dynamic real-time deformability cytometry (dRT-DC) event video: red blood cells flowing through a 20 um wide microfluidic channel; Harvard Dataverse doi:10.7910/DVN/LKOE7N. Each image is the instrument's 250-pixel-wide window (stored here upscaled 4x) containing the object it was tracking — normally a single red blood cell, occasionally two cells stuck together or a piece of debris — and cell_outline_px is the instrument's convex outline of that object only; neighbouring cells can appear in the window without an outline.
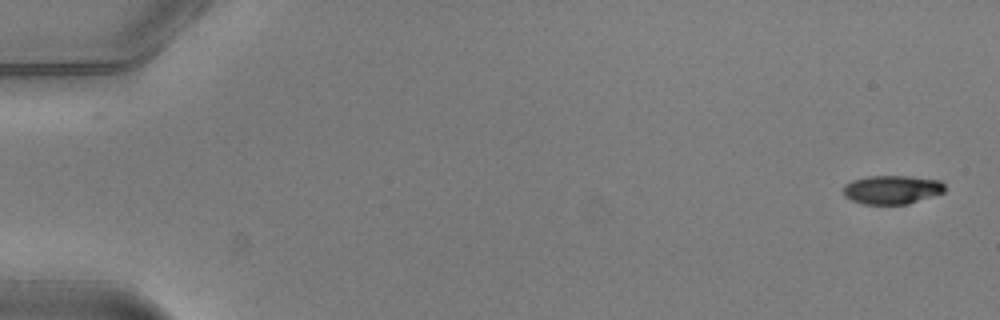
{"species": "common noctule bat (a hibernating species)", "species_latin": "Nyctalus noctula", "temperature_condition": "warm", "stored_images_in_passage": 13, "camera_frame_rate_fps": 3000, "um_per_image_px": 0.085, "animal": {"sex": "male", "body_mass_g": 20.5, "forearm_length_mm": 52.5}, "frame": {"image": 1, "passage_image": 1, "time_ms": 0.0, "image_size_px": [1000, 320], "cell_outline_px": [[944, 192], [908, 204], [864, 204], [852, 200], [844, 196], [844, 184], [852, 180], [868, 176], [908, 176], [940, 180], [944, 184]], "centroid_in_image_um": [75.81, 16.11], "position_along_channel_um": 9.2, "area_um2": 16.94}}
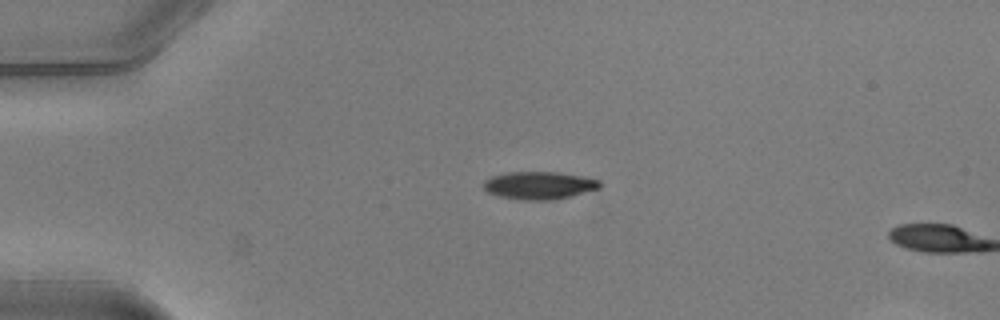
{"frame": {"image": 2, "passage_image": 12, "time_ms": 3.667, "image_size_px": [1000, 320], "cell_outline_px": [[600, 188], [572, 196], [552, 200], [524, 200], [496, 196], [488, 192], [484, 188], [484, 180], [492, 176], [508, 172], [560, 172], [584, 176], [600, 180]], "centroid_in_image_um": [45.84, 15.76], "position_along_channel_um": 39.2, "area_um2": 18.9}}